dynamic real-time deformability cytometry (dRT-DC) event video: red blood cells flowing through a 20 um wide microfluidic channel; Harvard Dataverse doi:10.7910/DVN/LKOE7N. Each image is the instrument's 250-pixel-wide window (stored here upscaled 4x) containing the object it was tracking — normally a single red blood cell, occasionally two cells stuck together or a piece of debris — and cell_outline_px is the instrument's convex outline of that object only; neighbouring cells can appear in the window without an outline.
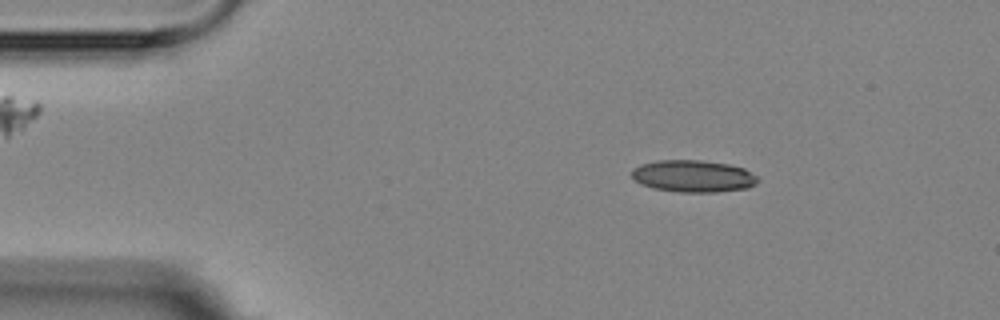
{"species": "Egyptian fruit bat (a non-hibernating species)", "species_latin": "Rousettus aegyptiacus", "temperature_condition": "room temperature", "stored_images_in_passage": 3, "camera_frame_rate_fps": 3000, "um_per_image_px": 0.085, "animal": {"sex": "female"}, "frame": {"image": 1, "passage_image": 2, "time_ms": 1.333, "image_size_px": [1000, 320], "cell_outline_px": [[760, 180], [756, 184], [748, 188], [716, 192], [680, 192], [652, 188], [640, 184], [632, 176], [632, 168], [640, 164], [656, 160], [700, 160], [728, 164], [744, 168], [756, 176]], "centroid_in_image_um": [58.91, 14.97], "position_along_channel_um": 26.1, "area_um2": 23.64}}